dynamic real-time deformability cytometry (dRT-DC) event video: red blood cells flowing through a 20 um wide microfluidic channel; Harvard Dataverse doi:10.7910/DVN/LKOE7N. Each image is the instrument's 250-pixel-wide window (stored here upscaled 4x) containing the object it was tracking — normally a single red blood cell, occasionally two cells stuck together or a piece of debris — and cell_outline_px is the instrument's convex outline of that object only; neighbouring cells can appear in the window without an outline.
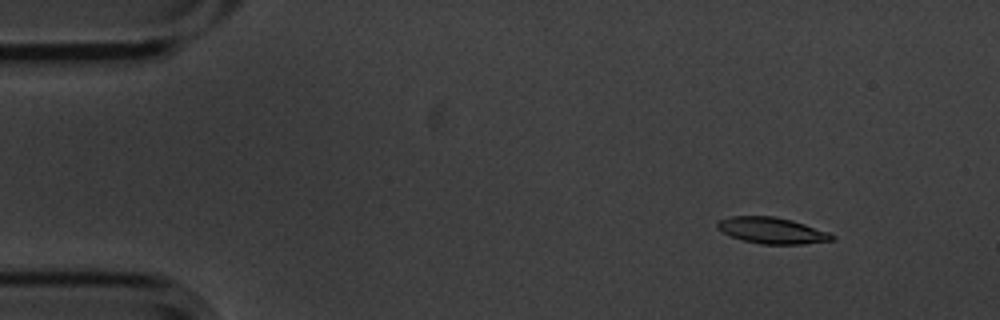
{"species": "common noctule bat (a hibernating species)", "species_latin": "Nyctalus noctula", "temperature_condition": "cold", "stored_images_in_passage": 4, "camera_frame_rate_fps": 3000, "um_per_image_px": 0.085, "animal": {"sex": "male", "body_mass_g": 20.1, "forearm_length_mm": 53.5}, "frame": {"image": 1, "passage_image": 2, "time_ms": 0.333, "image_size_px": [1000, 320], "cell_outline_px": [[836, 240], [804, 244], [760, 244], [744, 240], [732, 236], [716, 228], [716, 224], [720, 220], [728, 216], [772, 216], [792, 220], [828, 232], [836, 236]], "centroid_in_image_um": [65.64, 19.59], "position_along_channel_um": 19.4, "area_um2": 17.46}}
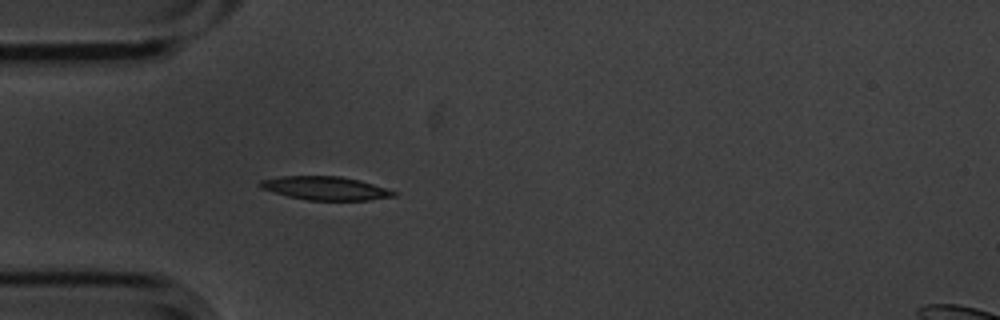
{"frame": {"image": 2, "passage_image": 4, "time_ms": 1.0, "image_size_px": [1000, 320], "cell_outline_px": [[396, 196], [368, 200], [308, 200], [288, 196], [260, 188], [256, 184], [260, 180], [280, 176], [340, 176], [360, 180], [396, 192]], "centroid_in_image_um": [27.6, 15.99], "position_along_channel_um": 57.4, "area_um2": 18.21}}